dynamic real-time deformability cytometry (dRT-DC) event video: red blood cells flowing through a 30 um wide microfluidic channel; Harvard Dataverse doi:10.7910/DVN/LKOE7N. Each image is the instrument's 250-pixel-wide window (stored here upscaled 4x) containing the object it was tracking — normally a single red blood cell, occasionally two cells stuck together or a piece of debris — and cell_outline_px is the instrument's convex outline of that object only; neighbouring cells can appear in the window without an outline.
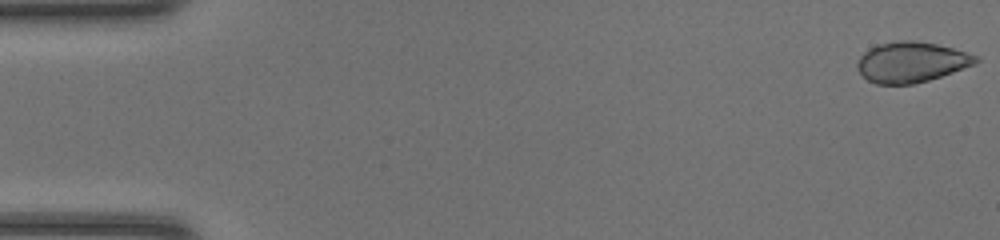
{"species": "common noctule bat (a hibernating species)", "species_latin": "Nyctalus noctula", "temperature_condition": "room temperature", "stored_images_in_passage": 47, "camera_frame_rate_fps": 3000, "um_per_image_px": 0.085, "animal": {"sex": "female", "body_mass_g": 20.0, "forearm_length_mm": 54.0}, "frame": {"image": 1, "passage_image": 1, "time_ms": 0.0, "image_size_px": [1000, 240], "cell_outline_px": [[980, 60], [976, 64], [928, 80], [912, 84], [876, 84], [868, 80], [856, 68], [856, 64], [860, 56], [868, 48], [876, 44], [896, 40], [912, 40], [936, 44], [952, 48], [980, 56]], "centroid_in_image_um": [77.45, 5.26], "position_along_channel_um": 7.6, "area_um2": 28.03}}
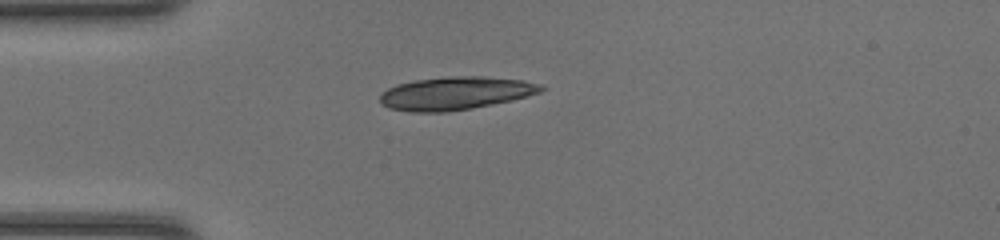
{"frame": {"image": 2, "passage_image": 13, "time_ms": 4.0, "image_size_px": [1000, 240], "cell_outline_px": [[548, 88], [540, 92], [528, 96], [492, 104], [472, 108], [448, 112], [408, 112], [388, 108], [380, 104], [380, 92], [396, 84], [416, 80], [452, 76], [484, 76], [524, 80], [540, 84]], "centroid_in_image_um": [38.69, 7.93], "position_along_channel_um": 46.3, "area_um2": 31.27}}